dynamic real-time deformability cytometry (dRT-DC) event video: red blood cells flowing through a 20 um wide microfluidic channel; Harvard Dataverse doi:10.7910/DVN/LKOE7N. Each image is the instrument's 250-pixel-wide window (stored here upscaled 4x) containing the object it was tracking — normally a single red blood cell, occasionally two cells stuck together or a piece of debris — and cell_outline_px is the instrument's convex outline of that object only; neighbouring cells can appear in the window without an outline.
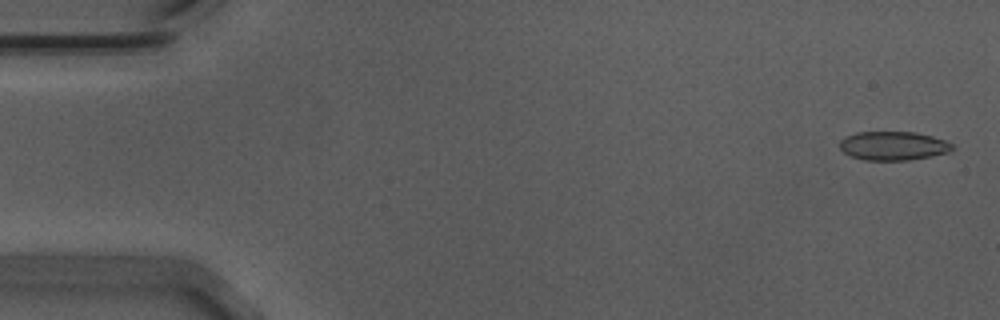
{"species": "Egyptian fruit bat (a non-hibernating species)", "species_latin": "Rousettus aegyptiacus", "temperature_condition": "warm", "stored_images_in_passage": 52, "camera_frame_rate_fps": 3000, "um_per_image_px": 0.085, "animal": {"sex": "male"}, "frame": {"image": 1, "passage_image": 2, "time_ms": 0.333, "image_size_px": [1000, 320], "cell_outline_px": [[952, 148], [948, 152], [932, 156], [908, 160], [864, 160], [852, 156], [844, 152], [840, 148], [840, 140], [844, 136], [856, 132], [916, 132], [932, 136], [944, 140], [952, 144]], "centroid_in_image_um": [75.89, 12.39], "position_along_channel_um": 9.1, "area_um2": 18.84}}
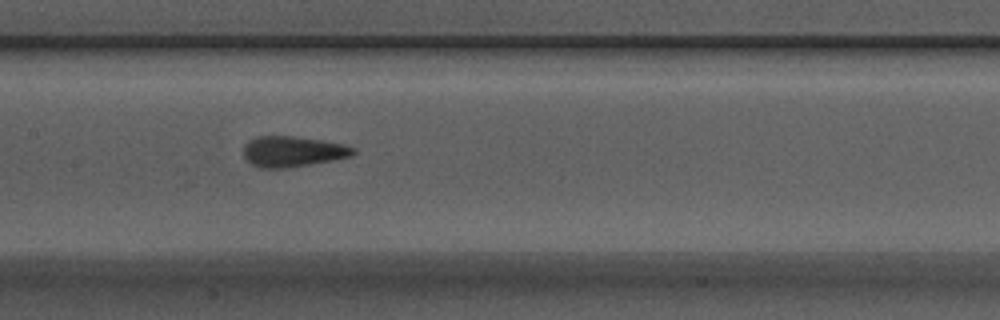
{"frame": {"image": 2, "passage_image": 27, "time_ms": 8.667, "image_size_px": [1000, 320], "cell_outline_px": [[356, 152], [352, 156], [312, 164], [288, 168], [260, 168], [252, 164], [244, 156], [244, 144], [248, 140], [256, 136], [292, 136], [320, 140], [344, 144], [356, 148]], "centroid_in_image_um": [24.88, 12.88], "position_along_channel_um": 182.5, "area_um2": 19.65}}
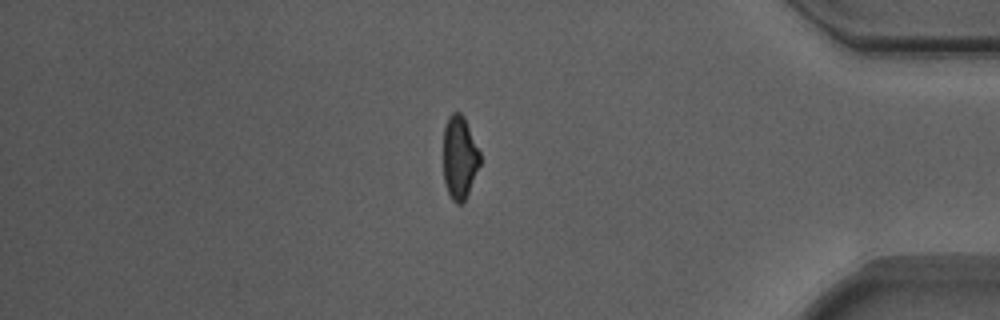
{"frame": {"image": 3, "passage_image": 47, "time_ms": 15.333, "image_size_px": [1000, 320], "cell_outline_px": [[480, 164], [468, 192], [464, 200], [460, 204], [456, 204], [452, 200], [448, 192], [444, 180], [444, 128], [448, 116], [452, 112], [460, 112], [464, 116], [480, 152]], "centroid_in_image_um": [39.06, 13.36], "position_along_channel_um": 396.1, "area_um2": 17.63}, "authors_computed_cell_mechanics": {"area_um2": 19.074, "velocity_mm_per_s": 3.7201, "shape_relaxation_time_tau1_ms": 5.3754, "shape_relaxation_time_tau2_ms": 1.2863, "deformation_change_tau1": 0.1645, "deformation_change_tau2": 0.0946}}